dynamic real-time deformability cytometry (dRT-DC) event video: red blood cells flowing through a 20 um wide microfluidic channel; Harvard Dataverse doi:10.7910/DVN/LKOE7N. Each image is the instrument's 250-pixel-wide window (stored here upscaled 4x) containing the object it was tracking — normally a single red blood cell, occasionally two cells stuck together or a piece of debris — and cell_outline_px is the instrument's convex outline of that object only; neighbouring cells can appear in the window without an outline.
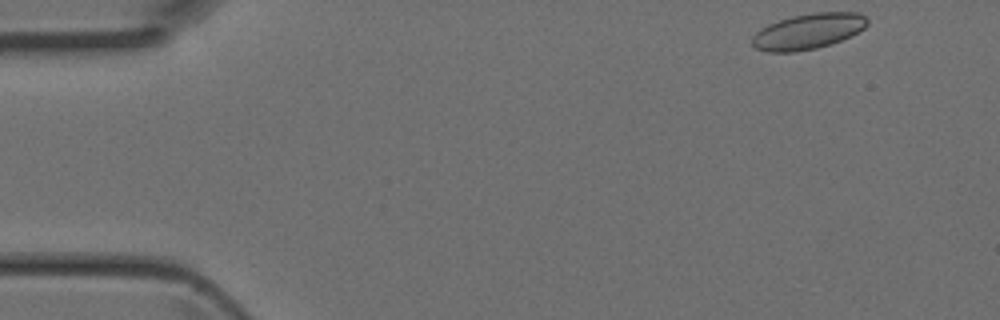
{"species": "Egyptian fruit bat (a non-hibernating species)", "species_latin": "Rousettus aegyptiacus", "temperature_condition": "room temperature", "stored_images_in_passage": 4, "camera_frame_rate_fps": 3000, "um_per_image_px": 0.085, "animal": {"sex": "female"}, "frame": {"image": 1, "passage_image": 1, "time_ms": 0.0, "image_size_px": [1000, 320], "cell_outline_px": [[868, 24], [864, 28], [852, 36], [816, 48], [792, 52], [768, 52], [756, 48], [752, 44], [752, 36], [760, 28], [768, 24], [792, 16], [812, 12], [860, 12], [868, 20]], "centroid_in_image_um": [68.69, 2.65], "position_along_channel_um": 16.3, "area_um2": 23.87}}